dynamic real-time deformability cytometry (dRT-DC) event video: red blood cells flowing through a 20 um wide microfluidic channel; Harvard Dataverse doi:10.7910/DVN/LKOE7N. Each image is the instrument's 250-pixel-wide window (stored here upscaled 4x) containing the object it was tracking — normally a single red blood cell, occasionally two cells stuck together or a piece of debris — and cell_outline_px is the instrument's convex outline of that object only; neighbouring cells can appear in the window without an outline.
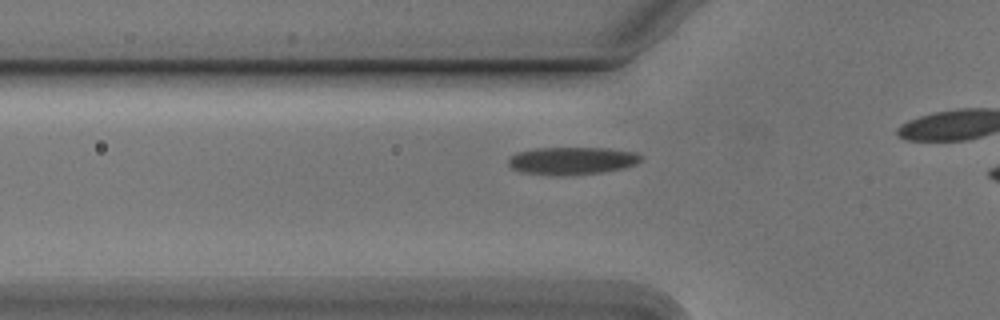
{"species": "Egyptian fruit bat (a non-hibernating species)", "species_latin": "Rousettus aegyptiacus", "temperature_condition": "cold", "stored_images_in_passage": 20, "camera_frame_rate_fps": 3000, "um_per_image_px": 0.085, "animal": {"sex": "male"}, "frame": {"image": 1, "passage_image": 14, "time_ms": 4.333, "image_size_px": [1000, 320], "cell_outline_px": [[644, 160], [636, 164], [624, 168], [600, 172], [560, 176], [520, 172], [512, 168], [508, 164], [508, 160], [516, 152], [536, 148], [608, 148], [636, 152], [644, 156]], "centroid_in_image_um": [48.66, 13.66], "position_along_channel_um": 77.1, "area_um2": 21.5}}
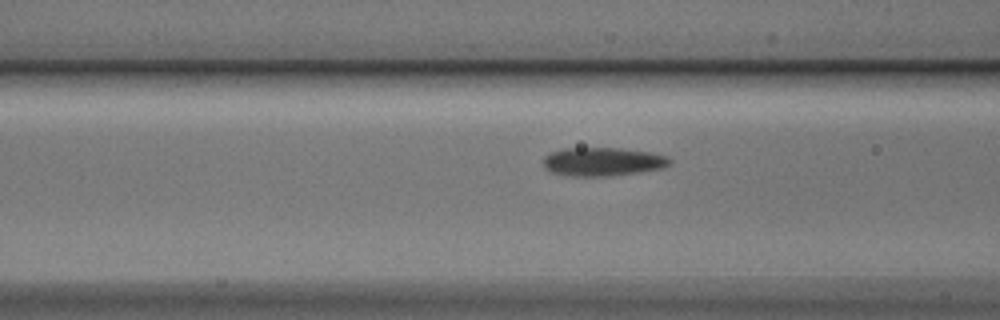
{"frame": {"image": 2, "passage_image": 17, "time_ms": 5.333, "image_size_px": [1000, 320], "cell_outline_px": [[672, 160], [664, 168], [640, 172], [604, 176], [572, 176], [552, 172], [544, 168], [544, 156], [548, 152], [564, 148], [620, 148], [648, 152], [664, 156]], "centroid_in_image_um": [51.18, 13.74], "position_along_channel_um": 115.4, "area_um2": 20.92}}